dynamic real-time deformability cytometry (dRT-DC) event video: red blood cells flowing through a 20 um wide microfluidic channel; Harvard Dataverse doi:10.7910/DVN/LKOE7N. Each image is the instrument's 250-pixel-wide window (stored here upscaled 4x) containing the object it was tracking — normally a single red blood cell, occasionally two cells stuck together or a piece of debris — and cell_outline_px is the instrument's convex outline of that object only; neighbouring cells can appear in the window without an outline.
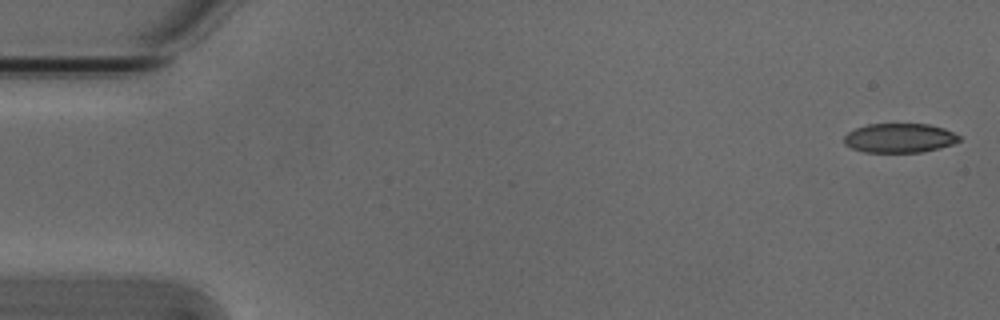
{"species": "Egyptian fruit bat (a non-hibernating species)", "species_latin": "Rousettus aegyptiacus", "temperature_condition": "cold", "stored_images_in_passage": 5, "camera_frame_rate_fps": 3000, "um_per_image_px": 0.085, "animal": {"sex": "male"}, "frame": {"image": 1, "passage_image": 1, "time_ms": 0.0, "image_size_px": [1000, 320], "cell_outline_px": [[960, 140], [952, 144], [940, 148], [920, 152], [864, 152], [852, 148], [844, 144], [844, 136], [848, 132], [856, 128], [868, 124], [928, 124], [944, 128], [960, 136]], "centroid_in_image_um": [76.45, 11.73], "position_along_channel_um": 8.6, "area_um2": 19.59}}
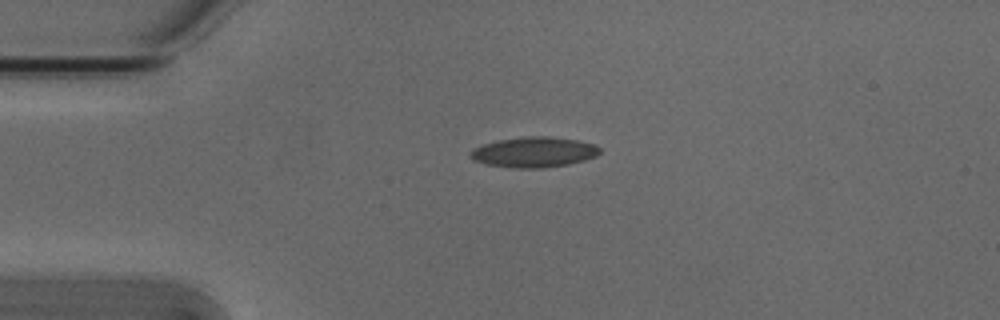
{"frame": {"image": 2, "passage_image": 4, "time_ms": 1.0, "image_size_px": [1000, 320], "cell_outline_px": [[600, 152], [596, 156], [584, 160], [568, 164], [544, 168], [512, 168], [484, 164], [472, 160], [468, 152], [484, 144], [500, 140], [524, 136], [548, 136], [576, 140], [596, 144], [600, 148]], "centroid_in_image_um": [45.38, 12.94], "position_along_channel_um": 39.6, "area_um2": 22.95}}